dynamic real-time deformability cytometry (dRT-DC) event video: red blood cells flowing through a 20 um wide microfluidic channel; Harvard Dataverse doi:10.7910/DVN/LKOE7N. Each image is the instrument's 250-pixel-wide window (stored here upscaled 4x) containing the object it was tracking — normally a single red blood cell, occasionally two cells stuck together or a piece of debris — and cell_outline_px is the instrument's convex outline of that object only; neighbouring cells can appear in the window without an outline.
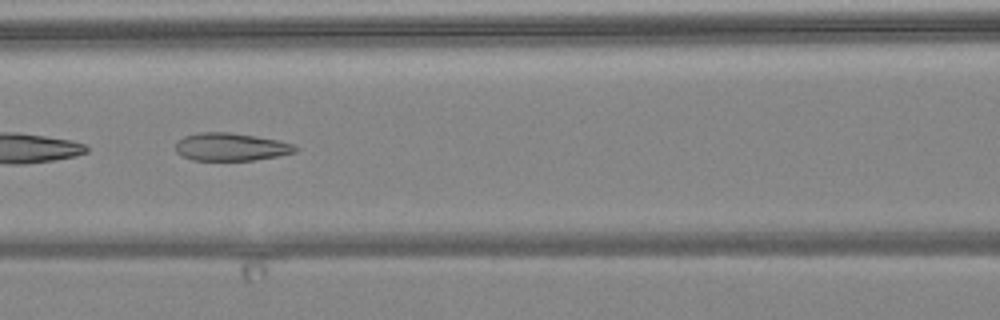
{"species": "common noctule bat (a hibernating species)", "species_latin": "Nyctalus noctula", "temperature_condition": "warm", "stored_images_in_passage": 7, "camera_frame_rate_fps": 3000, "um_per_image_px": 0.085, "animal": {"sex": "female", "body_mass_g": 24.6, "forearm_length_mm": 56.2}, "frame": {"image": 1, "passage_image": 5, "time_ms": 4.667, "image_size_px": [1000, 320], "cell_outline_px": [[300, 148], [296, 152], [276, 156], [252, 160], [192, 160], [180, 156], [176, 152], [176, 140], [184, 136], [200, 132], [228, 132], [256, 136], [276, 140], [292, 144]], "centroid_in_image_um": [19.58, 12.48], "position_along_channel_um": 147.0, "area_um2": 19.42}}
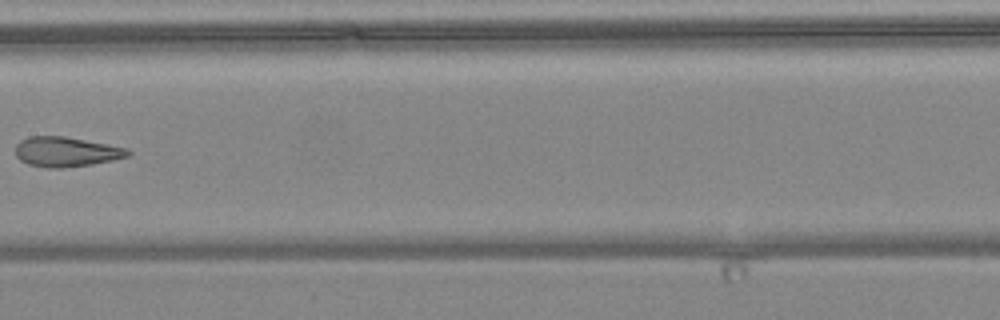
{"frame": {"image": 2, "passage_image": 6, "time_ms": 6.0, "image_size_px": [1000, 320], "cell_outline_px": [[132, 152], [128, 156], [112, 160], [92, 164], [60, 168], [48, 168], [28, 164], [20, 160], [16, 156], [16, 144], [20, 140], [28, 136], [64, 136], [108, 144], [128, 148]], "centroid_in_image_um": [5.61, 12.89], "position_along_channel_um": 201.8, "area_um2": 19.59}}
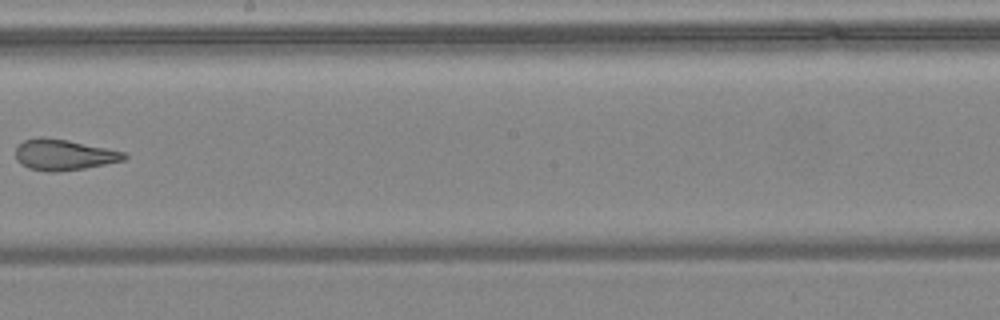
{"frame": {"image": 3, "passage_image": 7, "time_ms": 7.0, "image_size_px": [1000, 320], "cell_outline_px": [[128, 156], [124, 160], [84, 168], [56, 172], [48, 172], [28, 168], [20, 164], [16, 160], [16, 148], [24, 140], [40, 136], [44, 136], [68, 140], [124, 152]], "centroid_in_image_um": [5.37, 13.15], "position_along_channel_um": 242.8, "area_um2": 19.48}}